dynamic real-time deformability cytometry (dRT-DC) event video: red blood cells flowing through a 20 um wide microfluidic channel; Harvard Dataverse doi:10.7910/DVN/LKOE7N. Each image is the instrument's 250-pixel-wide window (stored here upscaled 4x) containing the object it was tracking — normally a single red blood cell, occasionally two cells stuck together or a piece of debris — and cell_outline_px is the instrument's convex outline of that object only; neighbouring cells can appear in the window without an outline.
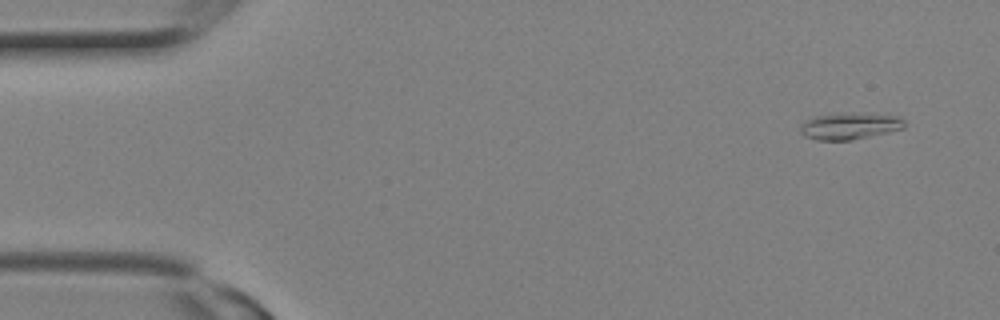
{"species": "Egyptian fruit bat (a non-hibernating species)", "species_latin": "Rousettus aegyptiacus", "temperature_condition": "room temperature", "stored_images_in_passage": 7, "camera_frame_rate_fps": 3000, "um_per_image_px": 0.085, "animal": {"sex": "female"}, "frame": {"image": 1, "passage_image": 1, "time_ms": 0.0, "image_size_px": [1000, 320], "cell_outline_px": [[904, 128], [888, 132], [852, 140], [816, 140], [804, 136], [800, 132], [800, 124], [804, 120], [816, 116], [900, 116], [904, 120]], "centroid_in_image_um": [72.16, 10.78], "position_along_channel_um": 12.8, "area_um2": 15.09}}